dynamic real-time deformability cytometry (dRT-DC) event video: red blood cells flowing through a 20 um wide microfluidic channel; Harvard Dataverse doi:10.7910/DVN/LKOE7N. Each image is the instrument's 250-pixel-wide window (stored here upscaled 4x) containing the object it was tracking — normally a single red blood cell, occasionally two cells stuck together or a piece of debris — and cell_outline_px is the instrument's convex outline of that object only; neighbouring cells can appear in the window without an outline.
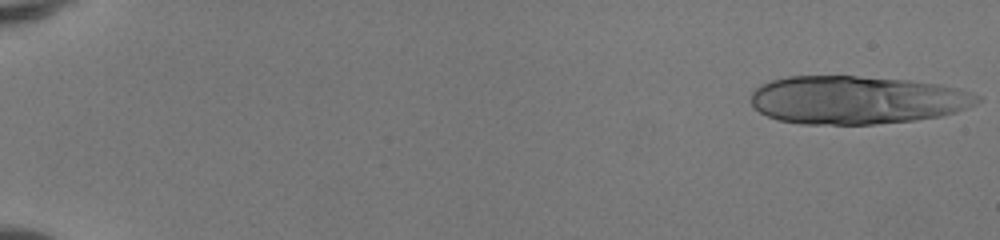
{"species": "human", "species_latin": "Homo sapiens", "temperature_condition": "room temperature", "stored_images_in_passage": 19, "camera_frame_rate_fps": 3000, "um_per_image_px": 0.085, "donor": {"sex": "female"}, "frame": {"image": 1, "passage_image": 1, "time_ms": 0.0, "image_size_px": [1000, 240], "cell_outline_px": [[980, 100], [976, 104], [956, 112], [940, 116], [912, 120], [876, 124], [800, 124], [780, 120], [768, 116], [760, 112], [752, 104], [752, 92], [760, 84], [772, 80], [788, 76], [856, 76], [912, 80], [940, 84], [956, 88], [980, 96]], "centroid_in_image_um": [72.82, 8.49], "position_along_channel_um": 12.2, "area_um2": 63.52}}